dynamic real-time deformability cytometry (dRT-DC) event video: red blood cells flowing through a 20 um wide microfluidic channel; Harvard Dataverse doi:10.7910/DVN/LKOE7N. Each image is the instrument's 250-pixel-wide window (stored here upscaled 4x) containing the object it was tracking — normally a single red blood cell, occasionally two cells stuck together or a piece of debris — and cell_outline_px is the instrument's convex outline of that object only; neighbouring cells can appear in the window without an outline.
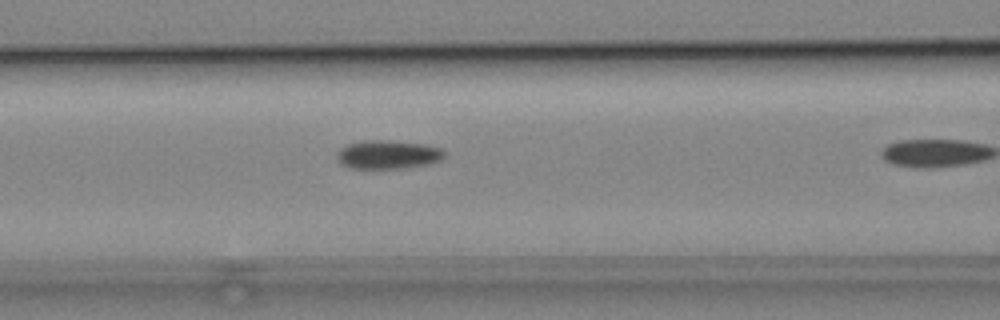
{"species": "common noctule bat (a hibernating species)", "species_latin": "Nyctalus noctula", "temperature_condition": "cold", "stored_images_in_passage": 12, "camera_frame_rate_fps": 3000, "um_per_image_px": 0.085, "animal": {"sex": "male", "body_mass_g": 19.2, "forearm_length_mm": 51.8}, "frame": {"image": 1, "passage_image": 8, "time_ms": 2.333, "image_size_px": [1000, 320], "cell_outline_px": [[444, 156], [440, 160], [428, 164], [404, 168], [348, 168], [340, 164], [336, 160], [336, 152], [340, 148], [348, 144], [368, 140], [388, 140], [428, 144], [440, 148], [444, 152]], "centroid_in_image_um": [32.94, 13.14], "position_along_channel_um": 133.7, "area_um2": 18.09}}
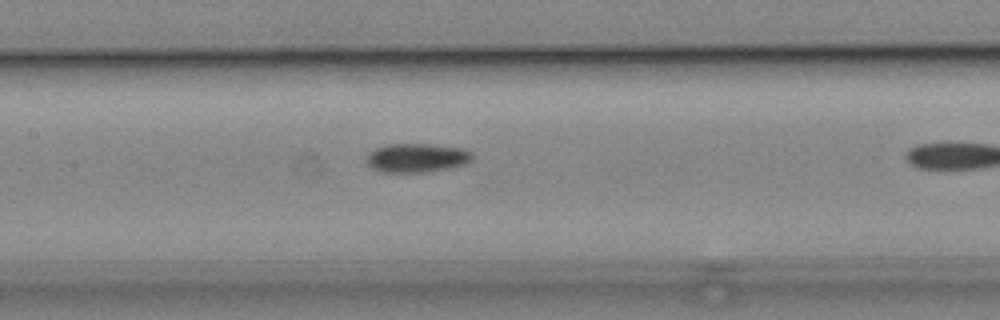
{"frame": {"image": 2, "passage_image": 11, "time_ms": 3.333, "image_size_px": [1000, 320], "cell_outline_px": [[472, 160], [464, 164], [448, 168], [424, 172], [380, 172], [372, 168], [368, 164], [368, 152], [384, 144], [432, 144], [460, 148], [472, 152]], "centroid_in_image_um": [35.41, 13.41], "position_along_channel_um": 172.0, "area_um2": 17.74}}